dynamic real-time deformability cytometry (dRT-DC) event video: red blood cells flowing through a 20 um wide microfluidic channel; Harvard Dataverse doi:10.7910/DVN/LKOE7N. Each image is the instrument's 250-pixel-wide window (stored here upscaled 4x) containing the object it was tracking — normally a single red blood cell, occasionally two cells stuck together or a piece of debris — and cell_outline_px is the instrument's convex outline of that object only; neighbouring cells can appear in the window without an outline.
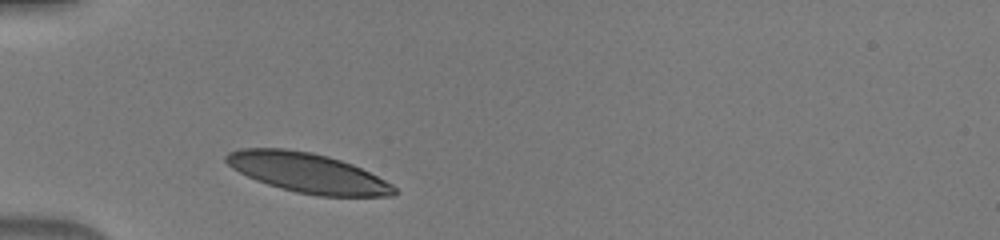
{"species": "human", "species_latin": "Homo sapiens", "temperature_condition": "warm", "stored_images_in_passage": 2, "camera_frame_rate_fps": 3000, "um_per_image_px": 0.085, "donor": {"sex": "male"}, "frame": {"image": 1, "passage_image": 1, "time_ms": 0.0, "image_size_px": [1000, 240], "cell_outline_px": [[396, 192], [392, 196], [316, 196], [296, 192], [280, 188], [256, 180], [232, 168], [224, 160], [224, 156], [228, 152], [240, 148], [284, 148], [312, 152], [328, 156], [352, 164], [392, 184], [396, 188]], "centroid_in_image_um": [26.11, 14.68], "position_along_channel_um": 58.9, "area_um2": 38.73}}